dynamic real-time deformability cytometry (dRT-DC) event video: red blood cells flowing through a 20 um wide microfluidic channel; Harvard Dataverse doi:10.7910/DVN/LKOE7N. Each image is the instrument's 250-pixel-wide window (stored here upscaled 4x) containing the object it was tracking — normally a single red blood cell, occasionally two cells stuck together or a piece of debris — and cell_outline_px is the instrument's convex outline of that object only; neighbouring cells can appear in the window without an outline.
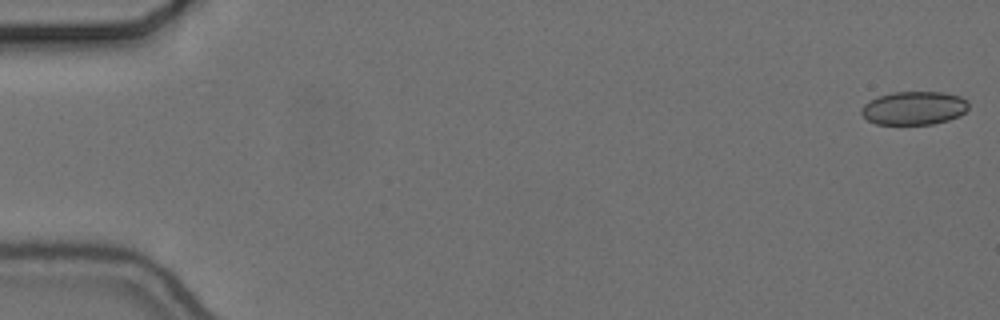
{"species": "common noctule bat (a hibernating species)", "species_latin": "Nyctalus noctula", "temperature_condition": "cold", "stored_images_in_passage": 56, "camera_frame_rate_fps": 3000, "um_per_image_px": 0.085, "animal": {"sex": "female", "body_mass_g": 24.6, "forearm_length_mm": 56.2}, "frame": {"image": 1, "passage_image": 1, "time_ms": 0.0, "image_size_px": [1000, 320], "cell_outline_px": [[968, 108], [960, 116], [948, 120], [932, 124], [876, 124], [868, 120], [860, 112], [860, 108], [864, 104], [880, 96], [892, 92], [944, 92], [960, 96], [968, 100]], "centroid_in_image_um": [77.71, 9.18], "position_along_channel_um": 7.3, "area_um2": 20.87}}
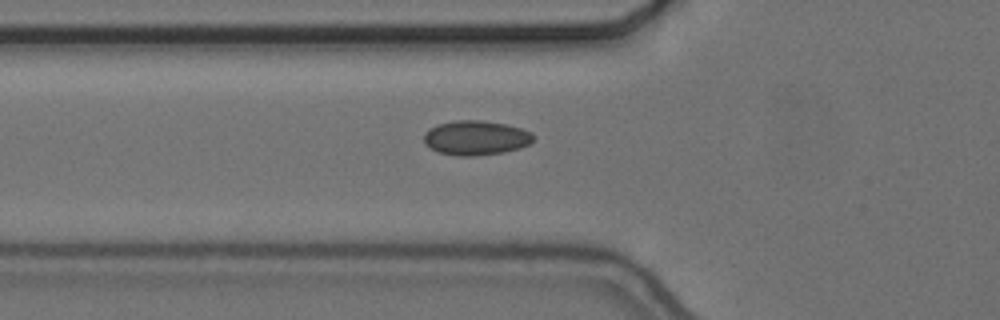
{"frame": {"image": 2, "passage_image": 20, "time_ms": 6.333, "image_size_px": [1000, 320], "cell_outline_px": [[536, 136], [528, 144], [520, 148], [504, 152], [476, 156], [456, 156], [440, 152], [424, 144], [424, 132], [428, 128], [436, 124], [456, 120], [480, 120], [508, 124], [532, 132]], "centroid_in_image_um": [40.44, 11.71], "position_along_channel_um": 85.4, "area_um2": 22.25}}
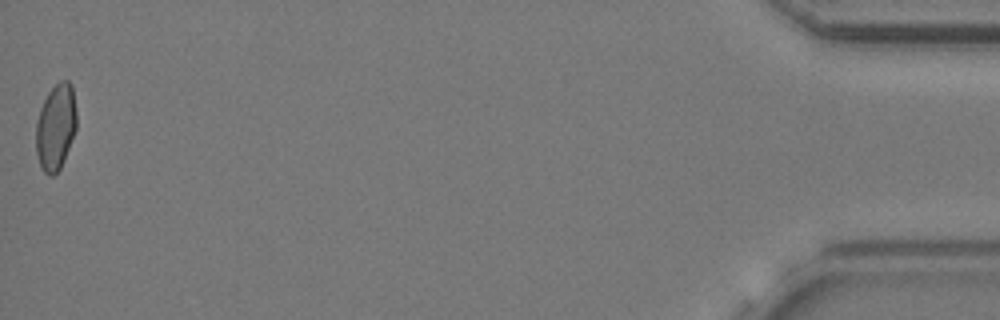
{"frame": {"image": 3, "passage_image": 56, "time_ms": 18.333, "image_size_px": [1000, 320], "cell_outline_px": [[76, 128], [64, 160], [60, 168], [52, 176], [48, 176], [40, 168], [36, 152], [36, 120], [40, 108], [48, 92], [60, 80], [68, 80], [72, 84], [76, 112]], "centroid_in_image_um": [4.72, 10.8], "position_along_channel_um": 430.5, "area_um2": 20.46}, "authors_computed_cell_mechanics": {"area_um2": 20.9236, "velocity_mm_per_s": 3.6711, "shape_relaxation_time_tau1_ms": null, "shape_relaxation_time_tau2_ms": 2.4305, "deformation_change_tau1": null, "deformation_change_tau2": 0.0582}}